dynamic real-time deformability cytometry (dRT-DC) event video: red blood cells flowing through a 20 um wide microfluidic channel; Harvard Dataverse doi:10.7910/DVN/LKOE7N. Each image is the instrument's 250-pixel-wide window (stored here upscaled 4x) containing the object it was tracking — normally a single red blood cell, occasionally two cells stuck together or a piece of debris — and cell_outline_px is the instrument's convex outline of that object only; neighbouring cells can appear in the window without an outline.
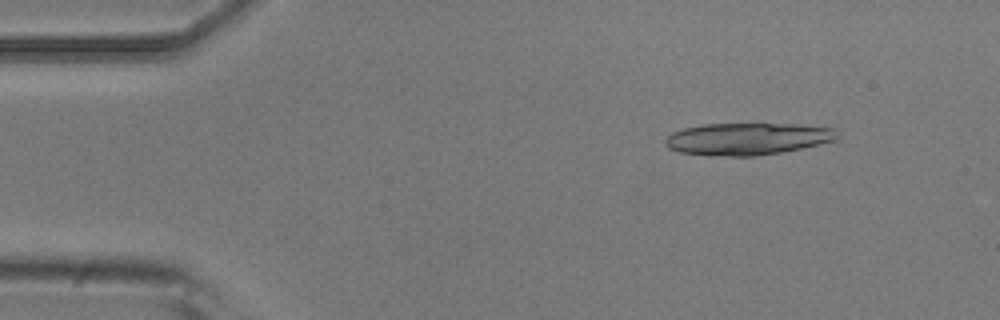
{"species": "common noctule bat (a hibernating species)", "species_latin": "Nyctalus noctula", "temperature_condition": "room temperature", "stored_images_in_passage": 4, "camera_frame_rate_fps": 3000, "um_per_image_px": 0.085, "animal": {"sex": "male", "body_mass_g": 20.5, "forearm_length_mm": 52.5}, "frame": {"image": 1, "passage_image": 2, "time_ms": 1.0, "image_size_px": [1000, 320], "cell_outline_px": [[836, 140], [800, 148], [780, 152], [752, 156], [728, 156], [680, 152], [668, 148], [664, 144], [664, 140], [672, 132], [684, 128], [704, 124], [800, 124], [836, 128]], "centroid_in_image_um": [63.52, 11.79], "position_along_channel_um": 21.5, "area_um2": 31.85}}